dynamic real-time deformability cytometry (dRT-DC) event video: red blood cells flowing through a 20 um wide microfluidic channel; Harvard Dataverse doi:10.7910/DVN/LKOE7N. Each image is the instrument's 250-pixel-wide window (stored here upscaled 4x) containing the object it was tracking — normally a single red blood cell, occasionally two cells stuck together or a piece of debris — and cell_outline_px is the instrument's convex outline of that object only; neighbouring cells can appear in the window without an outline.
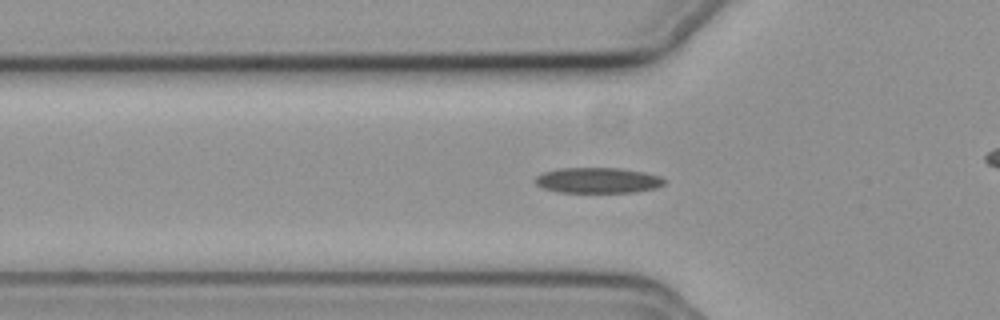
{"species": "common noctule bat (a hibernating species)", "species_latin": "Nyctalus noctula", "temperature_condition": "cold", "stored_images_in_passage": 6, "camera_frame_rate_fps": 3000, "um_per_image_px": 0.085, "animal": {"sex": "female", "body_mass_g": 19.3, "forearm_length_mm": 54.1}, "frame": {"image": 1, "passage_image": 3, "time_ms": 0.667, "image_size_px": [1000, 320], "cell_outline_px": [[668, 180], [664, 184], [656, 188], [636, 192], [556, 192], [544, 188], [536, 184], [536, 176], [544, 172], [560, 168], [620, 168], [644, 172], [660, 176]], "centroid_in_image_um": [50.86, 15.33], "position_along_channel_um": 74.9, "area_um2": 19.25}}